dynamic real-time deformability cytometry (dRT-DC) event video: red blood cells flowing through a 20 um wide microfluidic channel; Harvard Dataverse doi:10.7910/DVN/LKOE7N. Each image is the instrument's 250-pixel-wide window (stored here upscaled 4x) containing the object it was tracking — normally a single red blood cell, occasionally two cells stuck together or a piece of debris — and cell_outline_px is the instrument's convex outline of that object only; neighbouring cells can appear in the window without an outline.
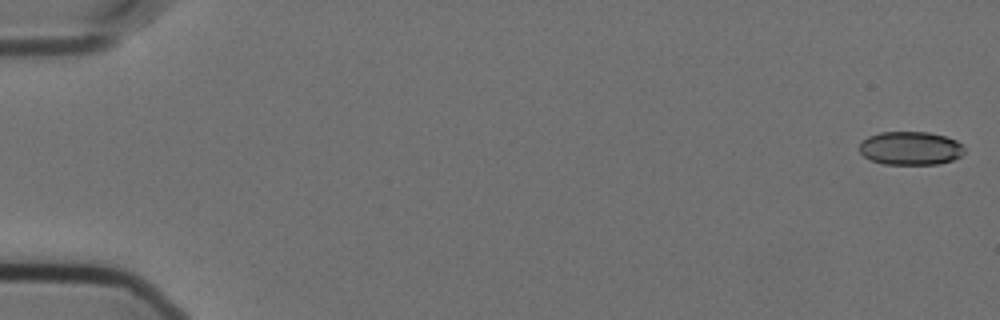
{"species": "Egyptian fruit bat (a non-hibernating species)", "species_latin": "Rousettus aegyptiacus", "temperature_condition": "cold", "stored_images_in_passage": 54, "camera_frame_rate_fps": 3000, "um_per_image_px": 0.085, "animal": {"sex": "female"}, "frame": {"image": 1, "passage_image": 1, "time_ms": 0.0, "image_size_px": [1000, 320], "cell_outline_px": [[964, 152], [960, 156], [952, 160], [936, 164], [884, 164], [872, 160], [864, 156], [860, 152], [860, 140], [868, 136], [880, 132], [928, 132], [944, 136], [956, 140], [964, 148]], "centroid_in_image_um": [77.36, 12.59], "position_along_channel_um": 7.6, "area_um2": 20.4}}
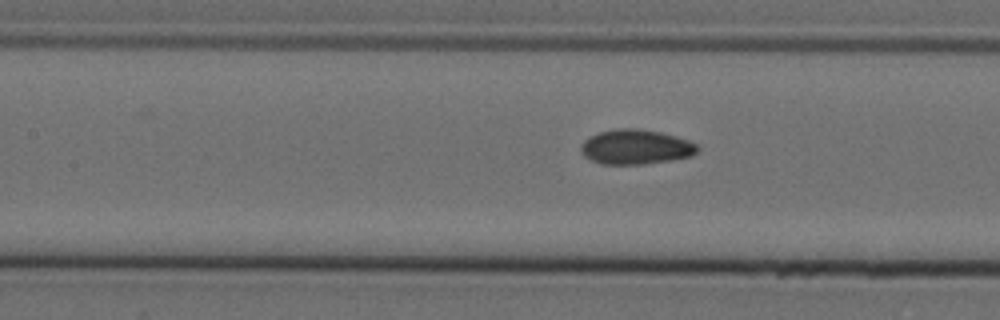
{"frame": {"image": 2, "passage_image": 26, "time_ms": 8.333, "image_size_px": [1000, 320], "cell_outline_px": [[700, 148], [692, 156], [672, 160], [644, 164], [600, 164], [584, 156], [580, 152], [580, 144], [584, 140], [600, 132], [616, 128], [636, 128], [660, 132], [676, 136], [688, 140], [696, 144]], "centroid_in_image_um": [54.04, 12.49], "position_along_channel_um": 153.4, "area_um2": 23.7}}
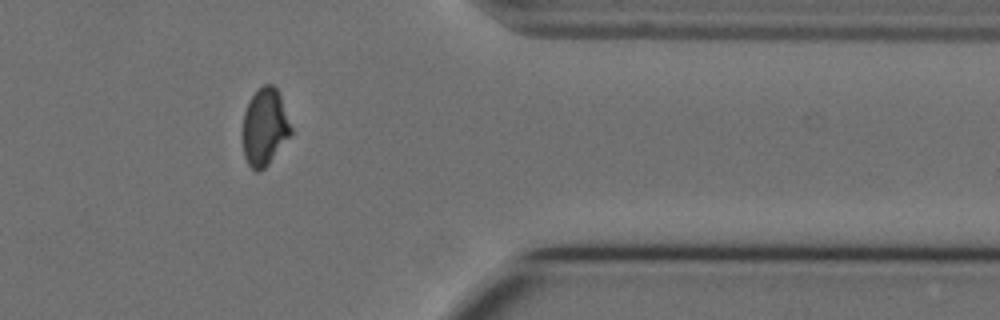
{"frame": {"image": 3, "passage_image": 47, "time_ms": 15.333, "image_size_px": [1000, 320], "cell_outline_px": [[292, 136], [268, 164], [260, 172], [256, 172], [248, 164], [244, 156], [244, 112], [248, 100], [264, 84], [272, 84], [276, 88], [280, 96], [292, 128]], "centroid_in_image_um": [22.53, 10.82], "position_along_channel_um": 388.9, "area_um2": 21.62}}